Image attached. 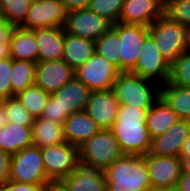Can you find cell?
<instances>
[{"instance_id": "cell-20", "label": "cell", "mask_w": 190, "mask_h": 191, "mask_svg": "<svg viewBox=\"0 0 190 191\" xmlns=\"http://www.w3.org/2000/svg\"><path fill=\"white\" fill-rule=\"evenodd\" d=\"M90 92L91 90L75 76L51 95L61 106L62 114L71 115L85 110Z\"/></svg>"}, {"instance_id": "cell-46", "label": "cell", "mask_w": 190, "mask_h": 191, "mask_svg": "<svg viewBox=\"0 0 190 191\" xmlns=\"http://www.w3.org/2000/svg\"><path fill=\"white\" fill-rule=\"evenodd\" d=\"M8 123V118L5 115L3 105L0 103V129Z\"/></svg>"}, {"instance_id": "cell-14", "label": "cell", "mask_w": 190, "mask_h": 191, "mask_svg": "<svg viewBox=\"0 0 190 191\" xmlns=\"http://www.w3.org/2000/svg\"><path fill=\"white\" fill-rule=\"evenodd\" d=\"M74 77L75 70L63 59L38 62L35 68L34 84L51 95Z\"/></svg>"}, {"instance_id": "cell-47", "label": "cell", "mask_w": 190, "mask_h": 191, "mask_svg": "<svg viewBox=\"0 0 190 191\" xmlns=\"http://www.w3.org/2000/svg\"><path fill=\"white\" fill-rule=\"evenodd\" d=\"M146 191H169V190H166V189H163V188H153V187H150Z\"/></svg>"}, {"instance_id": "cell-23", "label": "cell", "mask_w": 190, "mask_h": 191, "mask_svg": "<svg viewBox=\"0 0 190 191\" xmlns=\"http://www.w3.org/2000/svg\"><path fill=\"white\" fill-rule=\"evenodd\" d=\"M179 119L175 111L160 96L147 111L146 125L151 139L165 133Z\"/></svg>"}, {"instance_id": "cell-18", "label": "cell", "mask_w": 190, "mask_h": 191, "mask_svg": "<svg viewBox=\"0 0 190 191\" xmlns=\"http://www.w3.org/2000/svg\"><path fill=\"white\" fill-rule=\"evenodd\" d=\"M190 134V121L179 119L162 135L151 140L149 153L157 156L180 157L184 142Z\"/></svg>"}, {"instance_id": "cell-37", "label": "cell", "mask_w": 190, "mask_h": 191, "mask_svg": "<svg viewBox=\"0 0 190 191\" xmlns=\"http://www.w3.org/2000/svg\"><path fill=\"white\" fill-rule=\"evenodd\" d=\"M68 116V114H62V108L58 101L52 95H50L41 117L49 118L53 121L63 124Z\"/></svg>"}, {"instance_id": "cell-15", "label": "cell", "mask_w": 190, "mask_h": 191, "mask_svg": "<svg viewBox=\"0 0 190 191\" xmlns=\"http://www.w3.org/2000/svg\"><path fill=\"white\" fill-rule=\"evenodd\" d=\"M119 102L113 89L91 91L85 111L100 129H111L116 121Z\"/></svg>"}, {"instance_id": "cell-6", "label": "cell", "mask_w": 190, "mask_h": 191, "mask_svg": "<svg viewBox=\"0 0 190 191\" xmlns=\"http://www.w3.org/2000/svg\"><path fill=\"white\" fill-rule=\"evenodd\" d=\"M10 180L32 185H45L50 181L45 174L40 148L31 145L12 154Z\"/></svg>"}, {"instance_id": "cell-17", "label": "cell", "mask_w": 190, "mask_h": 191, "mask_svg": "<svg viewBox=\"0 0 190 191\" xmlns=\"http://www.w3.org/2000/svg\"><path fill=\"white\" fill-rule=\"evenodd\" d=\"M68 191H107L104 170L78 160L76 169L61 180Z\"/></svg>"}, {"instance_id": "cell-9", "label": "cell", "mask_w": 190, "mask_h": 191, "mask_svg": "<svg viewBox=\"0 0 190 191\" xmlns=\"http://www.w3.org/2000/svg\"><path fill=\"white\" fill-rule=\"evenodd\" d=\"M120 71L96 51L91 58L75 71V76L91 91L113 89Z\"/></svg>"}, {"instance_id": "cell-30", "label": "cell", "mask_w": 190, "mask_h": 191, "mask_svg": "<svg viewBox=\"0 0 190 191\" xmlns=\"http://www.w3.org/2000/svg\"><path fill=\"white\" fill-rule=\"evenodd\" d=\"M119 35L111 27L95 41V51L120 71Z\"/></svg>"}, {"instance_id": "cell-8", "label": "cell", "mask_w": 190, "mask_h": 191, "mask_svg": "<svg viewBox=\"0 0 190 191\" xmlns=\"http://www.w3.org/2000/svg\"><path fill=\"white\" fill-rule=\"evenodd\" d=\"M45 174L50 181L63 180L75 169L79 160V147L67 143L41 149Z\"/></svg>"}, {"instance_id": "cell-40", "label": "cell", "mask_w": 190, "mask_h": 191, "mask_svg": "<svg viewBox=\"0 0 190 191\" xmlns=\"http://www.w3.org/2000/svg\"><path fill=\"white\" fill-rule=\"evenodd\" d=\"M0 191H44V185H32L9 180L0 187Z\"/></svg>"}, {"instance_id": "cell-10", "label": "cell", "mask_w": 190, "mask_h": 191, "mask_svg": "<svg viewBox=\"0 0 190 191\" xmlns=\"http://www.w3.org/2000/svg\"><path fill=\"white\" fill-rule=\"evenodd\" d=\"M144 157L151 186L175 191L182 173L180 157L157 156L150 153Z\"/></svg>"}, {"instance_id": "cell-35", "label": "cell", "mask_w": 190, "mask_h": 191, "mask_svg": "<svg viewBox=\"0 0 190 191\" xmlns=\"http://www.w3.org/2000/svg\"><path fill=\"white\" fill-rule=\"evenodd\" d=\"M165 14L173 21L190 27V0H165Z\"/></svg>"}, {"instance_id": "cell-39", "label": "cell", "mask_w": 190, "mask_h": 191, "mask_svg": "<svg viewBox=\"0 0 190 191\" xmlns=\"http://www.w3.org/2000/svg\"><path fill=\"white\" fill-rule=\"evenodd\" d=\"M12 154L0 149V187L10 180Z\"/></svg>"}, {"instance_id": "cell-11", "label": "cell", "mask_w": 190, "mask_h": 191, "mask_svg": "<svg viewBox=\"0 0 190 191\" xmlns=\"http://www.w3.org/2000/svg\"><path fill=\"white\" fill-rule=\"evenodd\" d=\"M68 11L59 0H41L30 5L27 17L19 26L34 30L44 27H64Z\"/></svg>"}, {"instance_id": "cell-16", "label": "cell", "mask_w": 190, "mask_h": 191, "mask_svg": "<svg viewBox=\"0 0 190 191\" xmlns=\"http://www.w3.org/2000/svg\"><path fill=\"white\" fill-rule=\"evenodd\" d=\"M165 14V0H124L119 22L149 27Z\"/></svg>"}, {"instance_id": "cell-29", "label": "cell", "mask_w": 190, "mask_h": 191, "mask_svg": "<svg viewBox=\"0 0 190 191\" xmlns=\"http://www.w3.org/2000/svg\"><path fill=\"white\" fill-rule=\"evenodd\" d=\"M23 107L35 118L41 117L50 94L33 84L16 95Z\"/></svg>"}, {"instance_id": "cell-33", "label": "cell", "mask_w": 190, "mask_h": 191, "mask_svg": "<svg viewBox=\"0 0 190 191\" xmlns=\"http://www.w3.org/2000/svg\"><path fill=\"white\" fill-rule=\"evenodd\" d=\"M169 82L184 88H190V51L185 50L170 66Z\"/></svg>"}, {"instance_id": "cell-5", "label": "cell", "mask_w": 190, "mask_h": 191, "mask_svg": "<svg viewBox=\"0 0 190 191\" xmlns=\"http://www.w3.org/2000/svg\"><path fill=\"white\" fill-rule=\"evenodd\" d=\"M124 155L110 129H100L79 146V159L104 170Z\"/></svg>"}, {"instance_id": "cell-19", "label": "cell", "mask_w": 190, "mask_h": 191, "mask_svg": "<svg viewBox=\"0 0 190 191\" xmlns=\"http://www.w3.org/2000/svg\"><path fill=\"white\" fill-rule=\"evenodd\" d=\"M38 47V62L63 59L65 27L34 29Z\"/></svg>"}, {"instance_id": "cell-22", "label": "cell", "mask_w": 190, "mask_h": 191, "mask_svg": "<svg viewBox=\"0 0 190 191\" xmlns=\"http://www.w3.org/2000/svg\"><path fill=\"white\" fill-rule=\"evenodd\" d=\"M32 145L44 147L67 143L63 124L49 118H35L31 126Z\"/></svg>"}, {"instance_id": "cell-26", "label": "cell", "mask_w": 190, "mask_h": 191, "mask_svg": "<svg viewBox=\"0 0 190 191\" xmlns=\"http://www.w3.org/2000/svg\"><path fill=\"white\" fill-rule=\"evenodd\" d=\"M32 145L31 126L7 123L0 129V149L10 154L18 153Z\"/></svg>"}, {"instance_id": "cell-34", "label": "cell", "mask_w": 190, "mask_h": 191, "mask_svg": "<svg viewBox=\"0 0 190 191\" xmlns=\"http://www.w3.org/2000/svg\"><path fill=\"white\" fill-rule=\"evenodd\" d=\"M9 123L32 126L34 118L16 96L0 101Z\"/></svg>"}, {"instance_id": "cell-1", "label": "cell", "mask_w": 190, "mask_h": 191, "mask_svg": "<svg viewBox=\"0 0 190 191\" xmlns=\"http://www.w3.org/2000/svg\"><path fill=\"white\" fill-rule=\"evenodd\" d=\"M147 111L133 105H119L116 121L110 129L124 154L145 156L151 148L146 125Z\"/></svg>"}, {"instance_id": "cell-13", "label": "cell", "mask_w": 190, "mask_h": 191, "mask_svg": "<svg viewBox=\"0 0 190 191\" xmlns=\"http://www.w3.org/2000/svg\"><path fill=\"white\" fill-rule=\"evenodd\" d=\"M131 73L150 80L153 79L154 82H157L155 78L161 79L160 82L164 84L169 81L170 65L163 59L150 35L146 38L139 60Z\"/></svg>"}, {"instance_id": "cell-24", "label": "cell", "mask_w": 190, "mask_h": 191, "mask_svg": "<svg viewBox=\"0 0 190 191\" xmlns=\"http://www.w3.org/2000/svg\"><path fill=\"white\" fill-rule=\"evenodd\" d=\"M8 44L9 56L12 59L38 63V47L34 30L15 27Z\"/></svg>"}, {"instance_id": "cell-48", "label": "cell", "mask_w": 190, "mask_h": 191, "mask_svg": "<svg viewBox=\"0 0 190 191\" xmlns=\"http://www.w3.org/2000/svg\"><path fill=\"white\" fill-rule=\"evenodd\" d=\"M187 50L190 51V27L188 28V43H187Z\"/></svg>"}, {"instance_id": "cell-4", "label": "cell", "mask_w": 190, "mask_h": 191, "mask_svg": "<svg viewBox=\"0 0 190 191\" xmlns=\"http://www.w3.org/2000/svg\"><path fill=\"white\" fill-rule=\"evenodd\" d=\"M149 35L170 66L181 53L187 50L188 28L171 20L166 14L149 26Z\"/></svg>"}, {"instance_id": "cell-45", "label": "cell", "mask_w": 190, "mask_h": 191, "mask_svg": "<svg viewBox=\"0 0 190 191\" xmlns=\"http://www.w3.org/2000/svg\"><path fill=\"white\" fill-rule=\"evenodd\" d=\"M180 156H190V134L189 137L184 142Z\"/></svg>"}, {"instance_id": "cell-25", "label": "cell", "mask_w": 190, "mask_h": 191, "mask_svg": "<svg viewBox=\"0 0 190 191\" xmlns=\"http://www.w3.org/2000/svg\"><path fill=\"white\" fill-rule=\"evenodd\" d=\"M95 53V41L65 31L63 60L75 71Z\"/></svg>"}, {"instance_id": "cell-28", "label": "cell", "mask_w": 190, "mask_h": 191, "mask_svg": "<svg viewBox=\"0 0 190 191\" xmlns=\"http://www.w3.org/2000/svg\"><path fill=\"white\" fill-rule=\"evenodd\" d=\"M36 64L12 59L11 90L14 96L34 84Z\"/></svg>"}, {"instance_id": "cell-2", "label": "cell", "mask_w": 190, "mask_h": 191, "mask_svg": "<svg viewBox=\"0 0 190 191\" xmlns=\"http://www.w3.org/2000/svg\"><path fill=\"white\" fill-rule=\"evenodd\" d=\"M104 173L107 191H146L152 187L144 156L124 154Z\"/></svg>"}, {"instance_id": "cell-36", "label": "cell", "mask_w": 190, "mask_h": 191, "mask_svg": "<svg viewBox=\"0 0 190 191\" xmlns=\"http://www.w3.org/2000/svg\"><path fill=\"white\" fill-rule=\"evenodd\" d=\"M12 58L0 59V101L14 97L11 90Z\"/></svg>"}, {"instance_id": "cell-38", "label": "cell", "mask_w": 190, "mask_h": 191, "mask_svg": "<svg viewBox=\"0 0 190 191\" xmlns=\"http://www.w3.org/2000/svg\"><path fill=\"white\" fill-rule=\"evenodd\" d=\"M15 26L0 20V59L9 57V41Z\"/></svg>"}, {"instance_id": "cell-31", "label": "cell", "mask_w": 190, "mask_h": 191, "mask_svg": "<svg viewBox=\"0 0 190 191\" xmlns=\"http://www.w3.org/2000/svg\"><path fill=\"white\" fill-rule=\"evenodd\" d=\"M30 5L26 0H0L1 18L19 27L27 17Z\"/></svg>"}, {"instance_id": "cell-3", "label": "cell", "mask_w": 190, "mask_h": 191, "mask_svg": "<svg viewBox=\"0 0 190 191\" xmlns=\"http://www.w3.org/2000/svg\"><path fill=\"white\" fill-rule=\"evenodd\" d=\"M158 83L131 72H120L114 82L113 92L119 105H133L148 111L160 97V87H155L160 86Z\"/></svg>"}, {"instance_id": "cell-44", "label": "cell", "mask_w": 190, "mask_h": 191, "mask_svg": "<svg viewBox=\"0 0 190 191\" xmlns=\"http://www.w3.org/2000/svg\"><path fill=\"white\" fill-rule=\"evenodd\" d=\"M181 172L190 174V156H180Z\"/></svg>"}, {"instance_id": "cell-21", "label": "cell", "mask_w": 190, "mask_h": 191, "mask_svg": "<svg viewBox=\"0 0 190 191\" xmlns=\"http://www.w3.org/2000/svg\"><path fill=\"white\" fill-rule=\"evenodd\" d=\"M63 127L67 142L77 147L100 130L85 110L69 115L63 123Z\"/></svg>"}, {"instance_id": "cell-49", "label": "cell", "mask_w": 190, "mask_h": 191, "mask_svg": "<svg viewBox=\"0 0 190 191\" xmlns=\"http://www.w3.org/2000/svg\"><path fill=\"white\" fill-rule=\"evenodd\" d=\"M26 1L29 2V3H31V4H33V3L39 2V1H41V0H26Z\"/></svg>"}, {"instance_id": "cell-12", "label": "cell", "mask_w": 190, "mask_h": 191, "mask_svg": "<svg viewBox=\"0 0 190 191\" xmlns=\"http://www.w3.org/2000/svg\"><path fill=\"white\" fill-rule=\"evenodd\" d=\"M64 27L68 34L96 41L112 24L88 8H83L68 11Z\"/></svg>"}, {"instance_id": "cell-32", "label": "cell", "mask_w": 190, "mask_h": 191, "mask_svg": "<svg viewBox=\"0 0 190 191\" xmlns=\"http://www.w3.org/2000/svg\"><path fill=\"white\" fill-rule=\"evenodd\" d=\"M124 0H90L87 8L112 25L119 22Z\"/></svg>"}, {"instance_id": "cell-41", "label": "cell", "mask_w": 190, "mask_h": 191, "mask_svg": "<svg viewBox=\"0 0 190 191\" xmlns=\"http://www.w3.org/2000/svg\"><path fill=\"white\" fill-rule=\"evenodd\" d=\"M67 11L87 8L90 0H59Z\"/></svg>"}, {"instance_id": "cell-7", "label": "cell", "mask_w": 190, "mask_h": 191, "mask_svg": "<svg viewBox=\"0 0 190 191\" xmlns=\"http://www.w3.org/2000/svg\"><path fill=\"white\" fill-rule=\"evenodd\" d=\"M112 28L120 38V72H131L136 67L144 42L149 36V27L118 22Z\"/></svg>"}, {"instance_id": "cell-42", "label": "cell", "mask_w": 190, "mask_h": 191, "mask_svg": "<svg viewBox=\"0 0 190 191\" xmlns=\"http://www.w3.org/2000/svg\"><path fill=\"white\" fill-rule=\"evenodd\" d=\"M175 191H190V174L181 173Z\"/></svg>"}, {"instance_id": "cell-27", "label": "cell", "mask_w": 190, "mask_h": 191, "mask_svg": "<svg viewBox=\"0 0 190 191\" xmlns=\"http://www.w3.org/2000/svg\"><path fill=\"white\" fill-rule=\"evenodd\" d=\"M160 88V96L175 111L180 119L190 121V88H184L167 81Z\"/></svg>"}, {"instance_id": "cell-43", "label": "cell", "mask_w": 190, "mask_h": 191, "mask_svg": "<svg viewBox=\"0 0 190 191\" xmlns=\"http://www.w3.org/2000/svg\"><path fill=\"white\" fill-rule=\"evenodd\" d=\"M44 191H68L65 184L61 181H49L44 185Z\"/></svg>"}]
</instances>
